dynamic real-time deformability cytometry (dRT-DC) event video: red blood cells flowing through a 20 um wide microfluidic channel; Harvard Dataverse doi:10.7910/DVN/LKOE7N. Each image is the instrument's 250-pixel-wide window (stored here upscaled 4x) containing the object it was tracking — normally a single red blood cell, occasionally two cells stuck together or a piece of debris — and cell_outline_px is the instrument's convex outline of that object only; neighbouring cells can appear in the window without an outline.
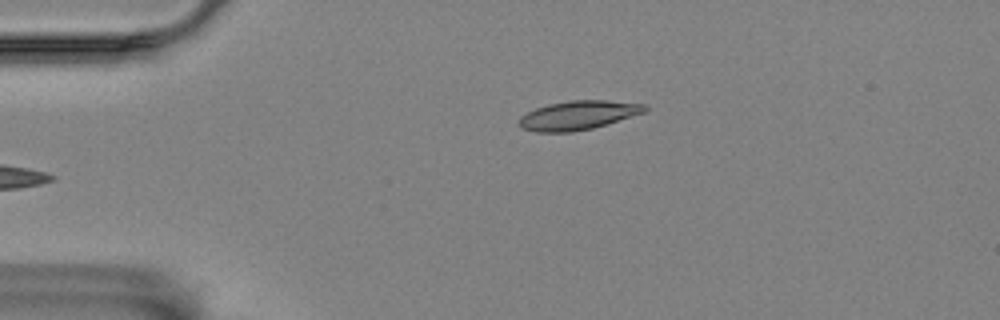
{"species": "Egyptian fruit bat (a non-hibernating species)", "species_latin": "Rousettus aegyptiacus", "temperature_condition": "room temperature", "stored_images_in_passage": 5, "camera_frame_rate_fps": 3000, "um_per_image_px": 0.085, "animal": {"sex": "female"}, "frame": {"image": 1, "passage_image": 5, "time_ms": 1.333, "image_size_px": [1000, 320], "cell_outline_px": [[648, 108], [644, 112], [592, 128], [572, 132], [536, 132], [524, 128], [516, 124], [520, 116], [536, 108], [548, 104], [568, 100], [604, 100], [644, 104]], "centroid_in_image_um": [49.08, 9.79], "position_along_channel_um": 35.9, "area_um2": 21.04}}